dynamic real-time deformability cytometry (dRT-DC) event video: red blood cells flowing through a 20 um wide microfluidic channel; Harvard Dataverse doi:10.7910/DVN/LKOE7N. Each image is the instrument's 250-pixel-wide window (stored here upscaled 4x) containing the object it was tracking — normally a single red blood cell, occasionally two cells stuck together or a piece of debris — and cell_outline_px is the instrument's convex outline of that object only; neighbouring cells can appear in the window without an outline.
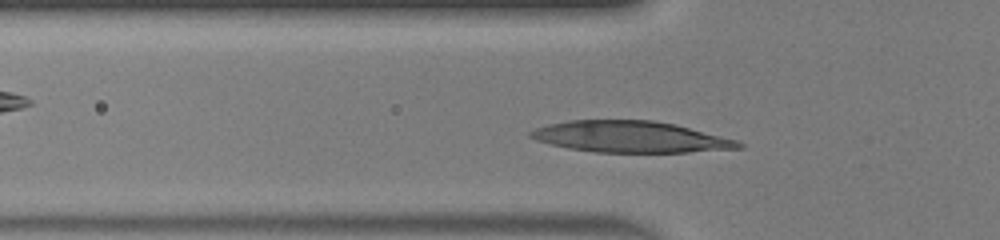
{"species": "human", "species_latin": "Homo sapiens", "temperature_condition": "warm", "stored_images_in_passage": 33, "camera_frame_rate_fps": 3000, "um_per_image_px": 0.085, "donor": {"sex": "male"}, "frame": {"image": 1, "passage_image": 7, "time_ms": 2.0, "image_size_px": [1000, 240], "cell_outline_px": [[744, 148], [688, 152], [596, 152], [568, 148], [536, 140], [528, 136], [528, 132], [536, 128], [548, 124], [568, 120], [652, 120], [676, 124], [736, 140], [744, 144]], "centroid_in_image_um": [53.58, 11.63], "position_along_channel_um": 72.2, "area_um2": 37.86}}
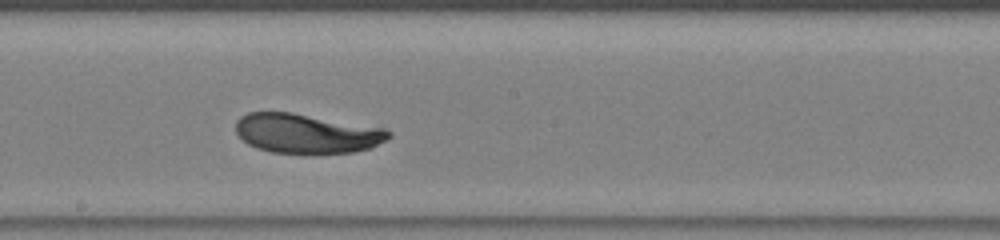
{"frame": {"image": 2, "passage_image": 18, "time_ms": 5.667, "image_size_px": [1000, 240], "cell_outline_px": [[392, 136], [388, 140], [372, 148], [352, 152], [312, 156], [272, 152], [256, 148], [248, 144], [236, 132], [236, 120], [240, 116], [248, 112], [292, 112], [384, 128], [392, 132]], "centroid_in_image_um": [26.1, 11.38], "position_along_channel_um": 222.1, "area_um2": 36.18}}
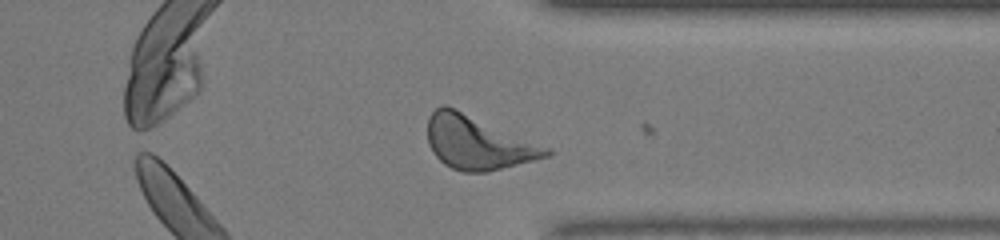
{"frame": {"image": 3, "passage_image": 29, "time_ms": 9.333, "image_size_px": [1000, 240], "cell_outline_px": [[552, 152], [548, 156], [536, 160], [488, 172], [464, 172], [452, 168], [444, 164], [432, 152], [428, 144], [428, 116], [436, 108], [444, 104], [448, 104], [552, 148]], "centroid_in_image_um": [40.63, 12.1], "position_along_channel_um": 370.8, "area_um2": 37.57}, "authors_computed_cell_mechanics": {"area_um2": 35.6048, "velocity_mm_per_s": 4.0955, "shape_relaxation_time_tau1_ms": 4.7639, "shape_relaxation_time_tau2_ms": null, "deformation_change_tau1": 0.2358, "deformation_change_tau2": null}}